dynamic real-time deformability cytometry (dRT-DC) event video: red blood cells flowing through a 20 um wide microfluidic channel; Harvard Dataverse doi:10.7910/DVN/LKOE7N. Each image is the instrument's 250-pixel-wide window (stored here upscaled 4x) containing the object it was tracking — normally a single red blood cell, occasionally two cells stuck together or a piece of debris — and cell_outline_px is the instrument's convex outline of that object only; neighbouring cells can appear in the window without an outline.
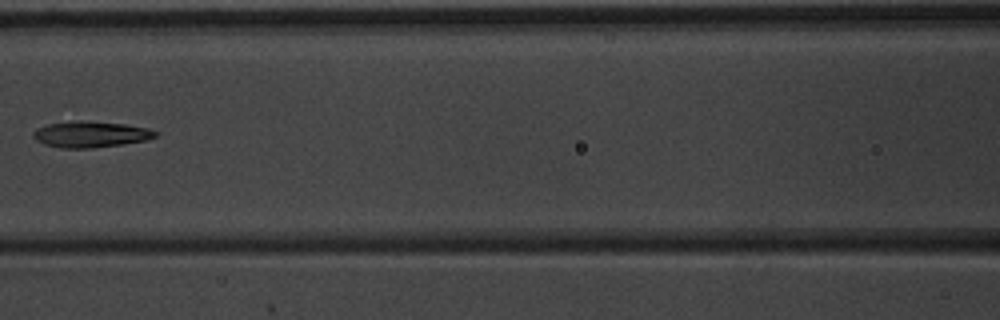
{"species": "common noctule bat (a hibernating species)", "species_latin": "Nyctalus noctula", "temperature_condition": "warm", "stored_images_in_passage": 8, "camera_frame_rate_fps": 3000, "um_per_image_px": 0.085, "animal": {"sex": "male", "body_mass_g": 20.1, "forearm_length_mm": 53.5}, "frame": {"image": 1, "passage_image": 7, "time_ms": 2.0, "image_size_px": [1000, 320], "cell_outline_px": [[160, 132], [156, 136], [148, 140], [124, 144], [92, 148], [60, 148], [44, 144], [36, 140], [32, 136], [32, 132], [36, 128], [48, 124], [76, 120], [84, 120], [124, 124], [148, 128]], "centroid_in_image_um": [7.71, 11.41], "position_along_channel_um": 158.9, "area_um2": 18.84}}
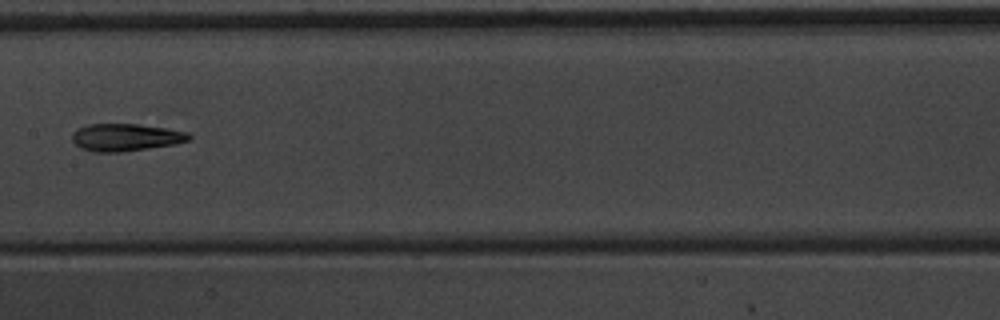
{"frame": {"image": 2, "passage_image": 8, "time_ms": 2.333, "image_size_px": [1000, 320], "cell_outline_px": [[192, 140], [176, 144], [120, 152], [92, 152], [80, 148], [72, 140], [72, 132], [76, 128], [88, 124], [140, 124], [168, 128], [188, 132], [192, 136]], "centroid_in_image_um": [10.7, 11.67], "position_along_channel_um": 196.7, "area_um2": 18.96}}